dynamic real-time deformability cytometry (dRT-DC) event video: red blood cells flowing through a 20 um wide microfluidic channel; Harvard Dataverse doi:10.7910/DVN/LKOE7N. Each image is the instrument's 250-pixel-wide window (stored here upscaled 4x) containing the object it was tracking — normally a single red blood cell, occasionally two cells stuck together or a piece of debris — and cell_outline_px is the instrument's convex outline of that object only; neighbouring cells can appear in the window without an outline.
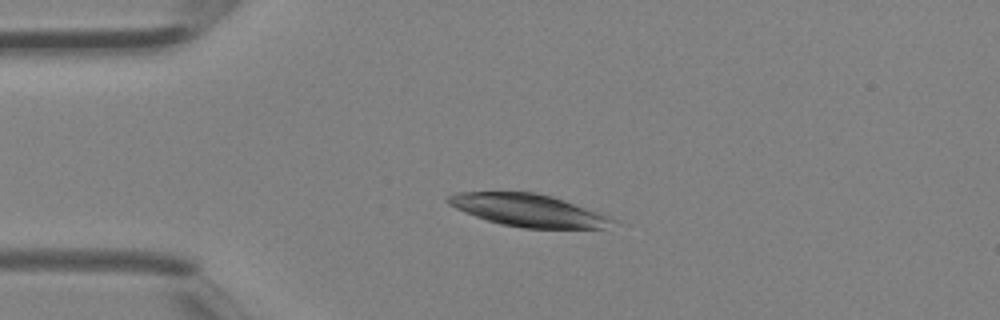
{"species": "Egyptian fruit bat (a non-hibernating species)", "species_latin": "Rousettus aegyptiacus", "temperature_condition": "room temperature", "stored_images_in_passage": 4, "camera_frame_rate_fps": 3000, "um_per_image_px": 0.085, "animal": {"sex": "female"}, "frame": {"image": 1, "passage_image": 3, "time_ms": 0.667, "image_size_px": [1000, 320], "cell_outline_px": [[616, 220], [600, 228], [524, 228], [500, 224], [464, 212], [448, 204], [444, 200], [448, 196], [456, 192], [536, 192], [552, 196], [600, 212]], "centroid_in_image_um": [44.85, 17.86], "position_along_channel_um": 40.1, "area_um2": 30.81}}